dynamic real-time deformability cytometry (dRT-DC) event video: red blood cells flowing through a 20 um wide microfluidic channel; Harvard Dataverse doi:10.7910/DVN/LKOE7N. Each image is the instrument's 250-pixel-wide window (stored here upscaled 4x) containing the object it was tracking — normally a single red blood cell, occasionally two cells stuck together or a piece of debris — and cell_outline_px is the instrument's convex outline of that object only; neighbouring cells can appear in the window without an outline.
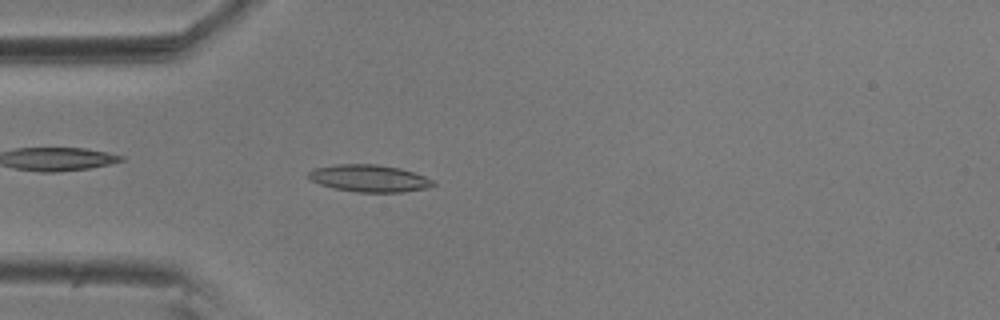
{"species": "common noctule bat (a hibernating species)", "species_latin": "Nyctalus noctula", "temperature_condition": "room temperature", "stored_images_in_passage": 55, "camera_frame_rate_fps": 3000, "um_per_image_px": 0.085, "animal": {"sex": "male", "body_mass_g": 20.5, "forearm_length_mm": 52.5}, "frame": {"image": 1, "passage_image": 15, "time_ms": 4.667, "image_size_px": [1000, 320], "cell_outline_px": [[436, 184], [428, 188], [404, 192], [356, 192], [332, 188], [320, 184], [312, 180], [308, 176], [308, 172], [312, 168], [336, 164], [376, 164], [400, 168], [436, 180]], "centroid_in_image_um": [31.4, 15.16], "position_along_channel_um": 53.6, "area_um2": 19.88}}
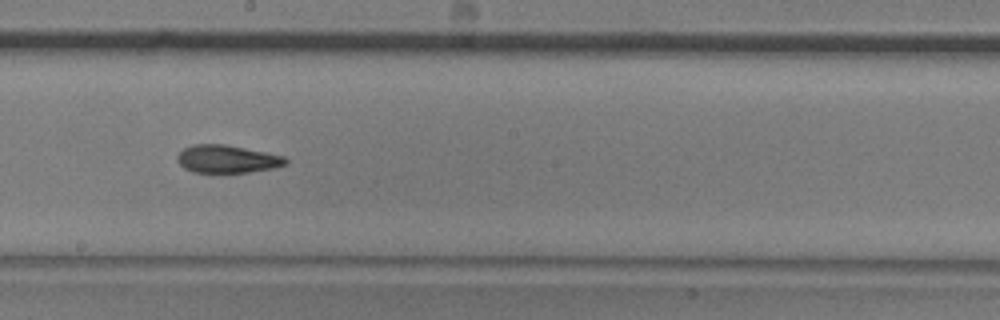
{"frame": {"image": 2, "passage_image": 30, "time_ms": 9.667, "image_size_px": [1000, 320], "cell_outline_px": [[288, 164], [276, 168], [248, 172], [192, 172], [184, 168], [176, 160], [176, 156], [184, 148], [192, 144], [224, 144], [284, 156], [288, 160]], "centroid_in_image_um": [19.3, 13.52], "position_along_channel_um": 228.9, "area_um2": 17.57}}
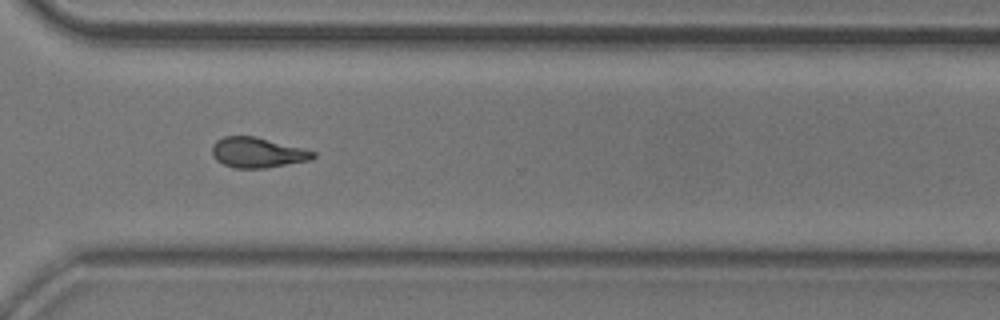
{"frame": {"image": 3, "passage_image": 40, "time_ms": 13.0, "image_size_px": [1000, 320], "cell_outline_px": [[316, 156], [312, 160], [264, 168], [236, 168], [224, 164], [216, 160], [212, 152], [212, 144], [216, 140], [224, 136], [256, 136], [304, 148], [316, 152]], "centroid_in_image_um": [21.91, 12.96], "position_along_channel_um": 348.7, "area_um2": 17.92}, "authors_computed_cell_mechanics": {"area_um2": 17.918, "velocity_mm_per_s": 3.6102, "shape_relaxation_time_tau1_ms": 7.7165, "shape_relaxation_time_tau2_ms": 6.3302, "deformation_change_tau1": 0.2057, "deformation_change_tau2": 0.1095}}